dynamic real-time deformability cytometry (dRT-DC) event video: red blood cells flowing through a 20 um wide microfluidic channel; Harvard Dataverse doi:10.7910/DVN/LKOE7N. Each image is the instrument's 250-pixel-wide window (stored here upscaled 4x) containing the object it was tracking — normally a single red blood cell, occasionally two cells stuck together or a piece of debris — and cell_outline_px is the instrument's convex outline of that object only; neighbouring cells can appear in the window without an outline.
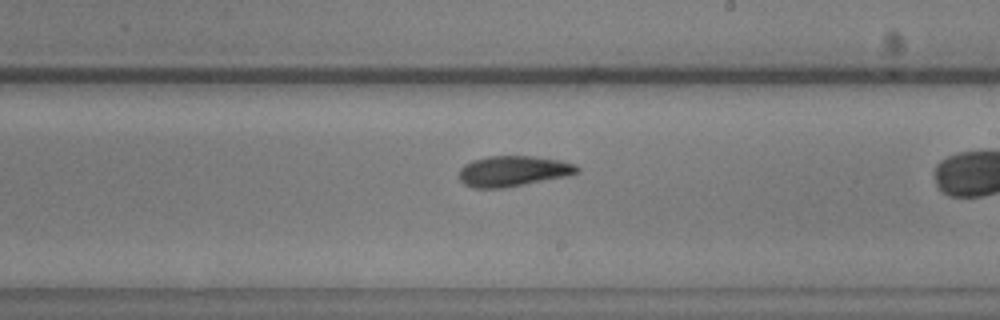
{"species": "common noctule bat (a hibernating species)", "species_latin": "Nyctalus noctula", "temperature_condition": "warm", "stored_images_in_passage": 32, "camera_frame_rate_fps": 3000, "um_per_image_px": 0.085, "animal": {"sex": "male", "body_mass_g": 20.5, "forearm_length_mm": 52.5}, "frame": {"image": 1, "passage_image": 22, "time_ms": 7.0, "image_size_px": [1000, 320], "cell_outline_px": [[580, 172], [568, 176], [504, 188], [472, 188], [464, 184], [460, 180], [460, 168], [464, 164], [472, 160], [488, 156], [532, 156], [560, 160], [576, 164], [580, 168]], "centroid_in_image_um": [43.63, 14.54], "position_along_channel_um": 245.4, "area_um2": 21.21}}
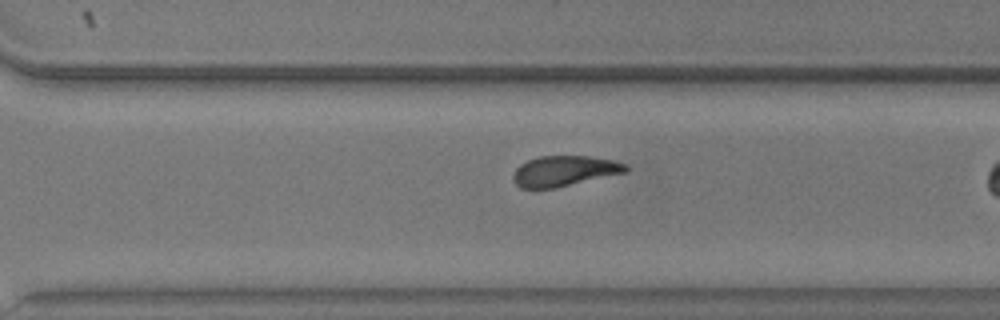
{"frame": {"image": 2, "passage_image": 28, "time_ms": 9.0, "image_size_px": [1000, 320], "cell_outline_px": [[628, 168], [624, 172], [556, 188], [520, 188], [512, 180], [512, 176], [516, 168], [520, 164], [528, 160], [540, 156], [588, 156], [612, 160], [624, 164]], "centroid_in_image_um": [47.89, 14.53], "position_along_channel_um": 322.7, "area_um2": 19.71}}
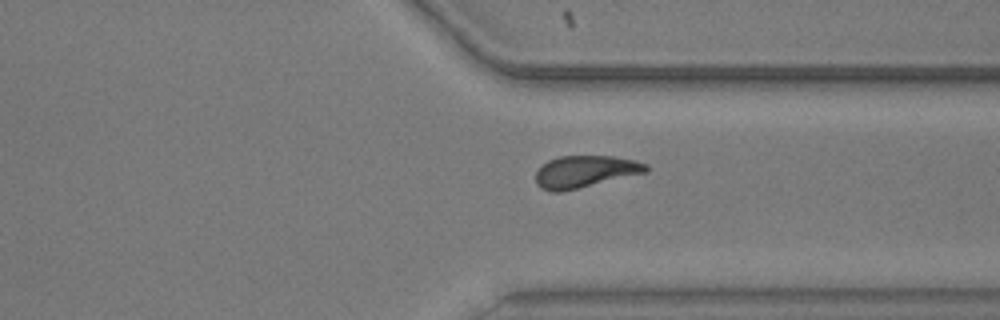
{"frame": {"image": 3, "passage_image": 31, "time_ms": 10.0, "image_size_px": [1000, 320], "cell_outline_px": [[648, 172], [560, 192], [548, 192], [540, 188], [536, 184], [536, 172], [548, 160], [560, 156], [612, 156], [636, 160], [648, 164]], "centroid_in_image_um": [49.73, 14.59], "position_along_channel_um": 361.7, "area_um2": 20.58}}